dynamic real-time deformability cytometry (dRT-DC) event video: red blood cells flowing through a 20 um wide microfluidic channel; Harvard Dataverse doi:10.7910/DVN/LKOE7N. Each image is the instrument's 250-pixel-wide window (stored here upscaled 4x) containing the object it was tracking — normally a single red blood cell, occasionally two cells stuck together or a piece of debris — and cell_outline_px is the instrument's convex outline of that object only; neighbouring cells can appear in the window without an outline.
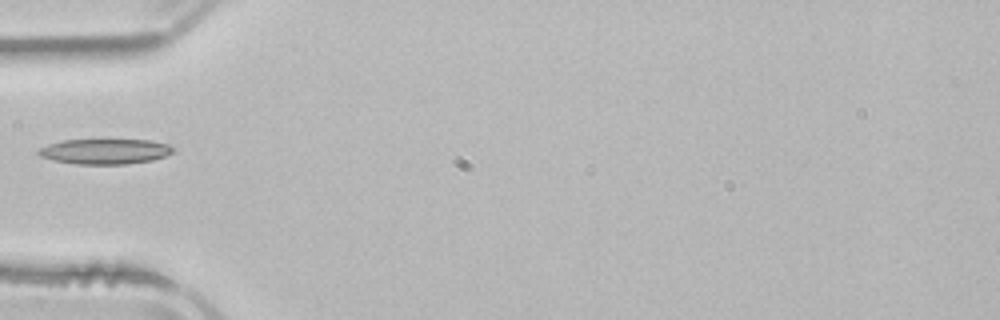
{"species": "common noctule bat (a hibernating species)", "species_latin": "Nyctalus noctula", "temperature_condition": "room temperature", "stored_images_in_passage": 6, "camera_frame_rate_fps": 3000, "um_per_image_px": 0.085, "animal": {"sex": "male", "body_mass_g": 21.5, "forearm_length_mm": 52.0}, "frame": {"image": 1, "passage_image": 6, "time_ms": 7.667, "image_size_px": [1000, 320], "cell_outline_px": [[176, 148], [172, 152], [164, 156], [152, 160], [128, 164], [76, 164], [56, 160], [40, 156], [36, 152], [40, 148], [48, 144], [64, 140], [152, 140], [168, 144]], "centroid_in_image_um": [8.95, 12.87], "position_along_channel_um": 76.0, "area_um2": 19.71}}